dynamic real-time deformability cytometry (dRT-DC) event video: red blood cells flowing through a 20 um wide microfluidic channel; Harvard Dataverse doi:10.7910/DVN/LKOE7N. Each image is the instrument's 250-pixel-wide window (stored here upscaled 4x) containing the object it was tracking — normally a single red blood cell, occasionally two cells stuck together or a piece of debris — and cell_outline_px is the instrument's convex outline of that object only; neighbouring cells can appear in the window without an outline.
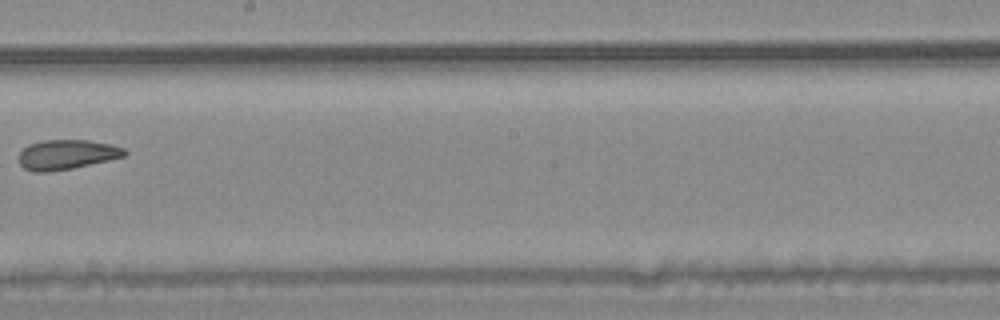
{"species": "common noctule bat (a hibernating species)", "species_latin": "Nyctalus noctula", "temperature_condition": "warm", "stored_images_in_passage": 10, "camera_frame_rate_fps": 3000, "um_per_image_px": 0.085, "animal": {"sex": "male", "body_mass_g": 20.4}, "frame": {"image": 1, "passage_image": 9, "time_ms": 2.667, "image_size_px": [1000, 320], "cell_outline_px": [[128, 152], [124, 156], [108, 160], [72, 168], [48, 172], [32, 172], [24, 168], [16, 160], [20, 152], [28, 144], [44, 140], [88, 140], [112, 144], [124, 148]], "centroid_in_image_um": [5.63, 13.13], "position_along_channel_um": 242.6, "area_um2": 18.44}}